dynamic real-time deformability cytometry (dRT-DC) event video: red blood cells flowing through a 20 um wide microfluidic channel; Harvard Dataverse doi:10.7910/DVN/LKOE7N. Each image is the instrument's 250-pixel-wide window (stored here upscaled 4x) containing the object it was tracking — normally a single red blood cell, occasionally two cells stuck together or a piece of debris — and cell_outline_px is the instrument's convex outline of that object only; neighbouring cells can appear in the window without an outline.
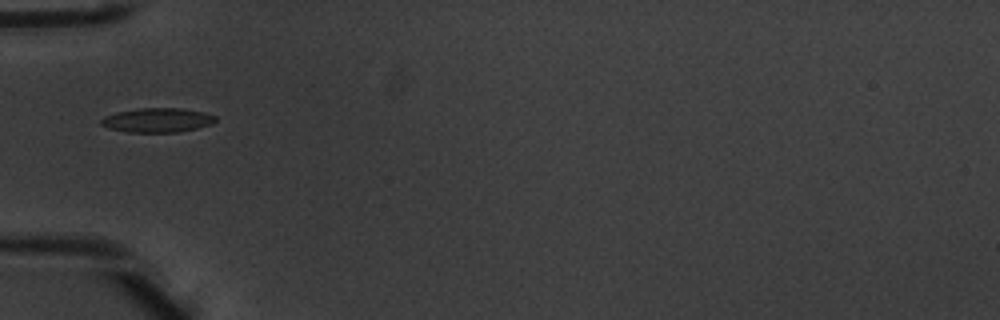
{"species": "common noctule bat (a hibernating species)", "species_latin": "Nyctalus noctula", "temperature_condition": "warm", "stored_images_in_passage": 7, "segment_of_instrument_passage": [2, 2], "camera_frame_rate_fps": 3000, "um_per_image_px": 0.085, "animal": {"sex": "male", "body_mass_g": 20.1, "forearm_length_mm": 53.5}, "frame": {"image": 1, "passage_image": 6, "time_ms": 1.667, "image_size_px": [1000, 320], "cell_outline_px": [[216, 120], [212, 124], [180, 132], [128, 132], [108, 128], [100, 124], [100, 120], [104, 116], [116, 112], [140, 108], [180, 108], [204, 112], [216, 116]], "centroid_in_image_um": [13.37, 10.21], "position_along_channel_um": 71.6, "area_um2": 16.24}}